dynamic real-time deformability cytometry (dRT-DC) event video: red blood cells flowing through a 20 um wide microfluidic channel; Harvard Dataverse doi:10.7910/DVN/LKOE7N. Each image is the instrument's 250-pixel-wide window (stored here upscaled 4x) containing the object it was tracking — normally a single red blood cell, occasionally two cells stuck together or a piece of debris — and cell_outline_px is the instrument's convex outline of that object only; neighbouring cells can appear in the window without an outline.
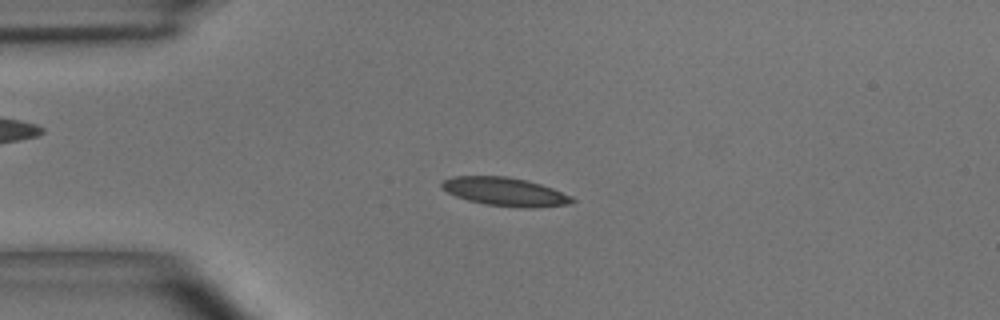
{"species": "common noctule bat (a hibernating species)", "species_latin": "Nyctalus noctula", "temperature_condition": "room temperature", "stored_images_in_passage": 38, "camera_frame_rate_fps": 3000, "um_per_image_px": 0.085, "animal": {"sex": "male", "body_mass_g": 15.6}, "frame": {"image": 1, "passage_image": 5, "time_ms": 1.333, "image_size_px": [1000, 320], "cell_outline_px": [[576, 200], [572, 204], [536, 208], [520, 208], [484, 204], [468, 200], [456, 196], [440, 188], [440, 184], [444, 180], [452, 176], [508, 176], [528, 180], [552, 188], [572, 196]], "centroid_in_image_um": [42.95, 16.3], "position_along_channel_um": 42.0, "area_um2": 21.91}}
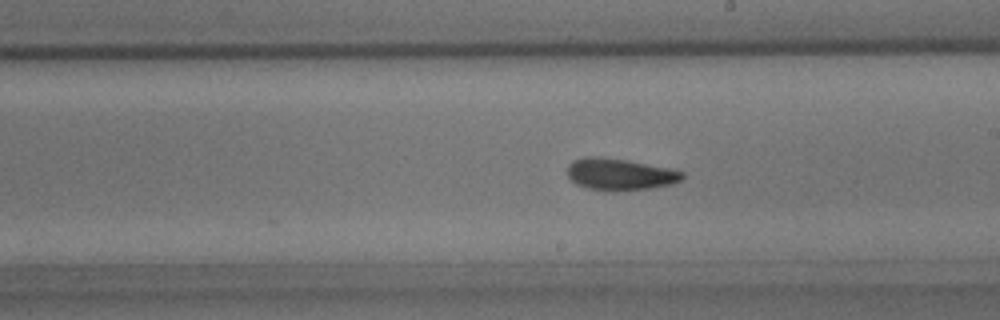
{"frame": {"image": 2, "passage_image": 21, "time_ms": 6.667, "image_size_px": [1000, 320], "cell_outline_px": [[684, 176], [680, 180], [672, 184], [652, 188], [616, 192], [588, 188], [576, 184], [568, 176], [568, 164], [572, 160], [588, 156], [592, 156], [624, 160], [668, 168], [684, 172]], "centroid_in_image_um": [52.67, 14.83], "position_along_channel_um": 236.3, "area_um2": 21.15}}
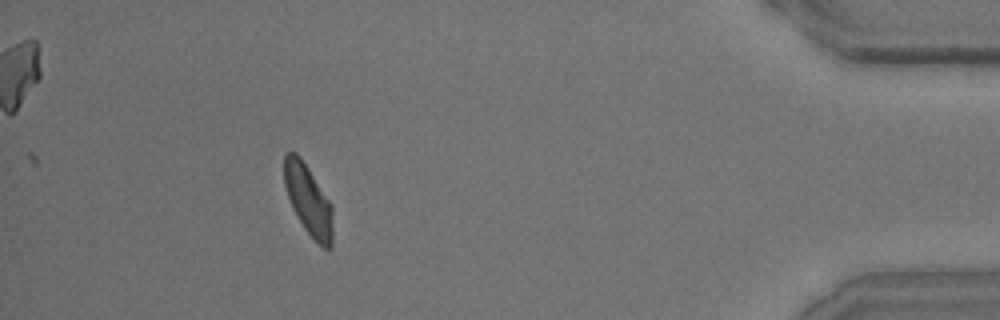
{"frame": {"image": 3, "passage_image": 38, "time_ms": 12.333, "image_size_px": [1000, 320], "cell_outline_px": [[332, 248], [324, 248], [304, 228], [292, 208], [284, 184], [284, 156], [288, 152], [296, 152], [300, 156], [332, 204]], "centroid_in_image_um": [26.2, 16.98], "position_along_channel_um": 409.0, "area_um2": 19.65}, "authors_computed_cell_mechanics": {"area_um2": 20.7791, "velocity_mm_per_s": 4.0289, "shape_relaxation_time_tau1_ms": 5.3447, "shape_relaxation_time_tau2_ms": 1.4368, "deformation_change_tau1": 0.1508, "deformation_change_tau2": 0.0749}}